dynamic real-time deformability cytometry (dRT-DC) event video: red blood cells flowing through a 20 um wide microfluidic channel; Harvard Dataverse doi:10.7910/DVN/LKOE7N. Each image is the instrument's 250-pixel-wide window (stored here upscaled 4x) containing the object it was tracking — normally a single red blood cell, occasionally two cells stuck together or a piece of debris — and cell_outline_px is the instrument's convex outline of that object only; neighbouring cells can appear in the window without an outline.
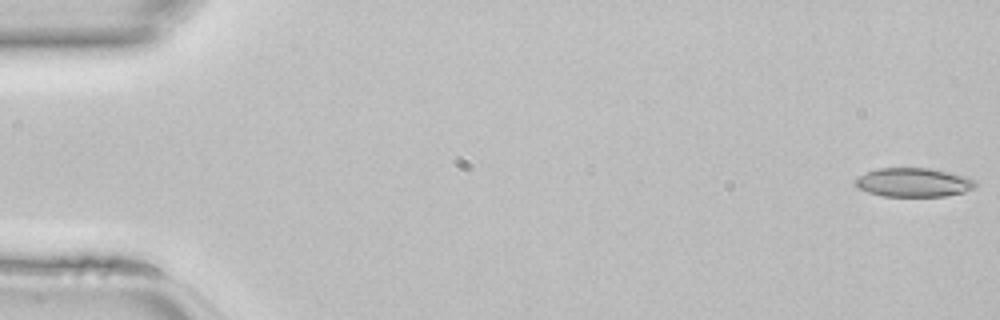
{"species": "common noctule bat (a hibernating species)", "species_latin": "Nyctalus noctula", "temperature_condition": "room temperature", "stored_images_in_passage": 45, "camera_frame_rate_fps": 3000, "um_per_image_px": 0.085, "animal": {"sex": "female", "body_mass_g": 22.7, "forearm_length_mm": 54.2}, "frame": {"image": 1, "passage_image": 1, "time_ms": 0.0, "image_size_px": [1000, 320], "cell_outline_px": [[976, 184], [972, 188], [964, 192], [944, 196], [884, 196], [868, 192], [852, 184], [852, 180], [856, 176], [876, 168], [928, 168], [968, 176], [976, 180]], "centroid_in_image_um": [77.6, 15.49], "position_along_channel_um": 7.4, "area_um2": 20.4}}
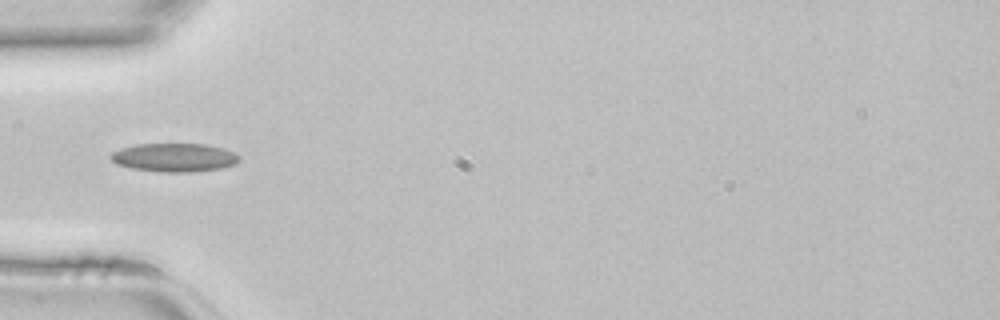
{"frame": {"image": 2, "passage_image": 15, "time_ms": 4.667, "image_size_px": [1000, 320], "cell_outline_px": [[240, 160], [236, 164], [220, 168], [192, 172], [160, 172], [132, 168], [116, 164], [108, 156], [112, 152], [120, 148], [136, 144], [208, 144], [224, 148], [236, 152], [240, 156]], "centroid_in_image_um": [14.84, 13.38], "position_along_channel_um": 70.2, "area_um2": 21.62}}
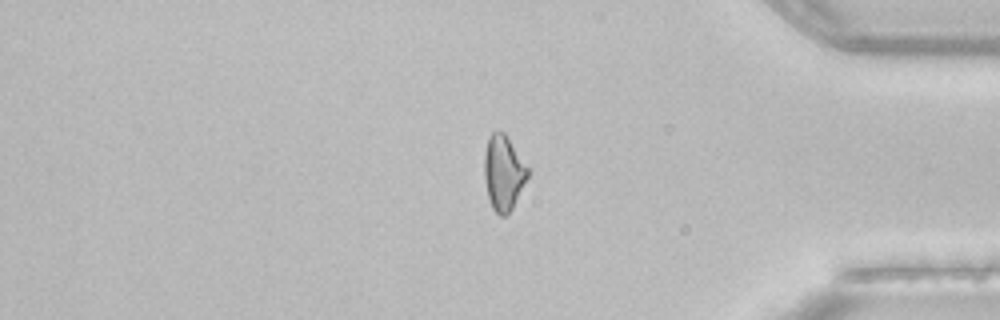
{"frame": {"image": 3, "passage_image": 38, "time_ms": 12.333, "image_size_px": [1000, 320], "cell_outline_px": [[528, 176], [512, 208], [504, 216], [500, 216], [492, 208], [488, 196], [484, 180], [484, 152], [488, 136], [492, 132], [500, 128], [504, 132], [528, 168]], "centroid_in_image_um": [42.76, 14.65], "position_along_channel_um": 392.4, "area_um2": 18.9}}